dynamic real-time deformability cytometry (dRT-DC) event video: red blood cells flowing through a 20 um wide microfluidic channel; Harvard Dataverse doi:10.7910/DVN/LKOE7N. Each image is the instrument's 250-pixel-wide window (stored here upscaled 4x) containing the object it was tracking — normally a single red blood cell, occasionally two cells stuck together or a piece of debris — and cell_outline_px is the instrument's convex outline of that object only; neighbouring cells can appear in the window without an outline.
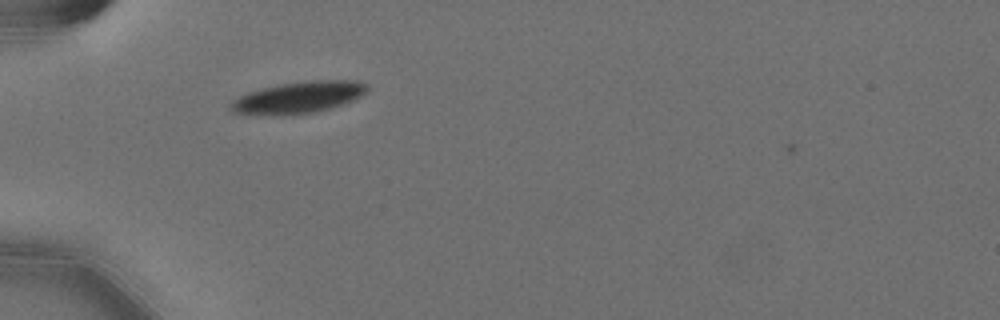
{"species": "Egyptian fruit bat (a non-hibernating species)", "species_latin": "Rousettus aegyptiacus", "temperature_condition": "cold", "stored_images_in_passage": 46, "camera_frame_rate_fps": 3000, "um_per_image_px": 0.085, "animal": {"sex": "female"}, "frame": {"image": 1, "passage_image": 7, "time_ms": 2.0, "image_size_px": [1000, 320], "cell_outline_px": [[368, 92], [344, 104], [316, 112], [232, 112], [228, 108], [228, 104], [232, 100], [248, 92], [260, 88], [280, 84], [312, 80], [360, 80], [368, 84]], "centroid_in_image_um": [25.47, 8.21], "position_along_channel_um": 59.5, "area_um2": 24.28}}
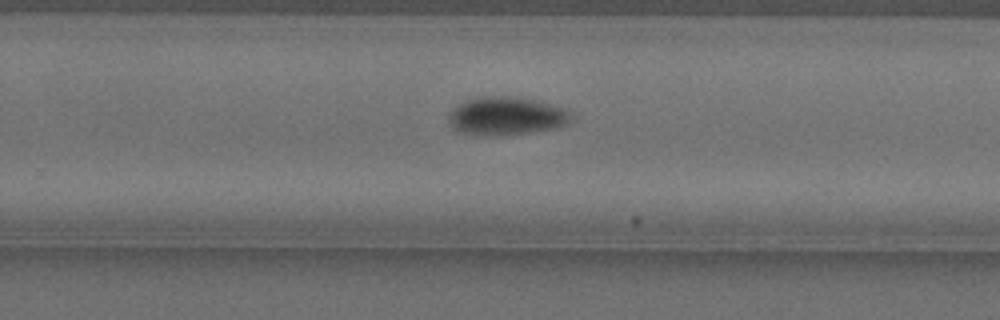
{"frame": {"image": 2, "passage_image": 27, "time_ms": 8.667, "image_size_px": [1000, 320], "cell_outline_px": [[572, 120], [568, 124], [556, 128], [528, 132], [492, 136], [484, 136], [456, 132], [448, 124], [448, 116], [464, 100], [484, 96], [508, 96], [532, 100], [548, 104], [560, 108], [568, 112], [572, 116]], "centroid_in_image_um": [42.97, 9.88], "position_along_channel_um": 286.8, "area_um2": 27.05}}
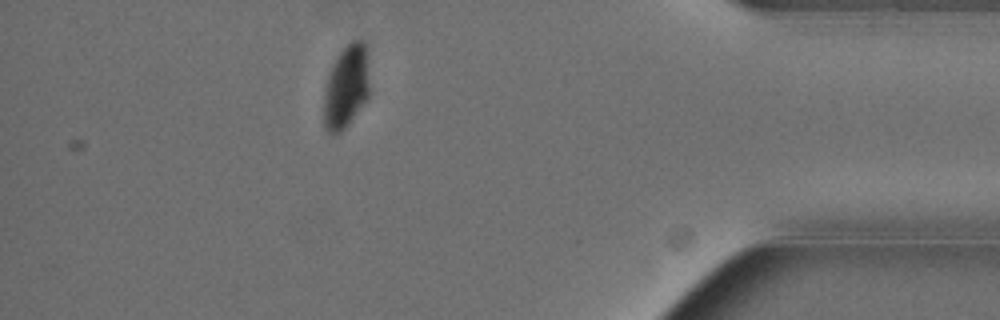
{"frame": {"image": 3, "passage_image": 40, "time_ms": 13.0, "image_size_px": [1000, 320], "cell_outline_px": [[368, 96], [348, 124], [340, 132], [332, 136], [324, 128], [324, 88], [328, 76], [340, 52], [352, 40], [360, 36], [368, 44]], "centroid_in_image_um": [29.44, 7.33], "position_along_channel_um": 405.8, "area_um2": 22.25}, "authors_computed_cell_mechanics": {"area_um2": 25.3742, "velocity_mm_per_s": 3.5626, "shape_relaxation_time_tau1_ms": 5.1698, "shape_relaxation_time_tau2_ms": null, "deformation_change_tau1": 0.1348, "deformation_change_tau2": null}}